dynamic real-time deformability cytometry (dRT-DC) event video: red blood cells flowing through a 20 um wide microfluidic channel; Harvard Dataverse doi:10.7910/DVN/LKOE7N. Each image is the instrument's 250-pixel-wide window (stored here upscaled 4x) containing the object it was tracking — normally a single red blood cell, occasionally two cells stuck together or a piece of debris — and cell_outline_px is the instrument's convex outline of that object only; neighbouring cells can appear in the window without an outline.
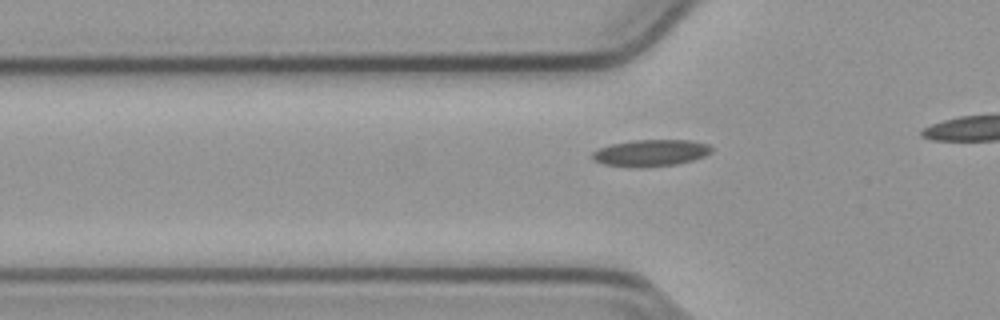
{"species": "common noctule bat (a hibernating species)", "species_latin": "Nyctalus noctula", "temperature_condition": "cold", "stored_images_in_passage": 17, "camera_frame_rate_fps": 3000, "um_per_image_px": 0.085, "animal": {"sex": "male", "body_mass_g": 23.1, "forearm_length_mm": 52.7}, "frame": {"image": 1, "passage_image": 8, "time_ms": 2.333, "image_size_px": [1000, 320], "cell_outline_px": [[712, 152], [704, 156], [692, 160], [676, 164], [604, 164], [596, 160], [592, 156], [592, 152], [608, 144], [632, 140], [692, 140], [708, 144], [712, 148]], "centroid_in_image_um": [55.38, 12.92], "position_along_channel_um": 70.4, "area_um2": 17.51}}
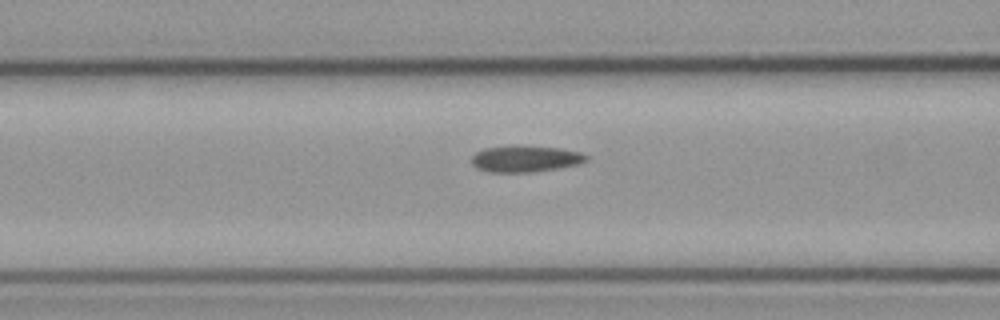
{"frame": {"image": 2, "passage_image": 12, "time_ms": 3.667, "image_size_px": [1000, 320], "cell_outline_px": [[588, 160], [580, 164], [556, 168], [528, 172], [488, 172], [476, 168], [472, 164], [472, 156], [476, 152], [484, 148], [512, 144], [516, 144], [560, 148], [580, 152], [588, 156]], "centroid_in_image_um": [44.63, 13.47], "position_along_channel_um": 122.0, "area_um2": 17.98}}
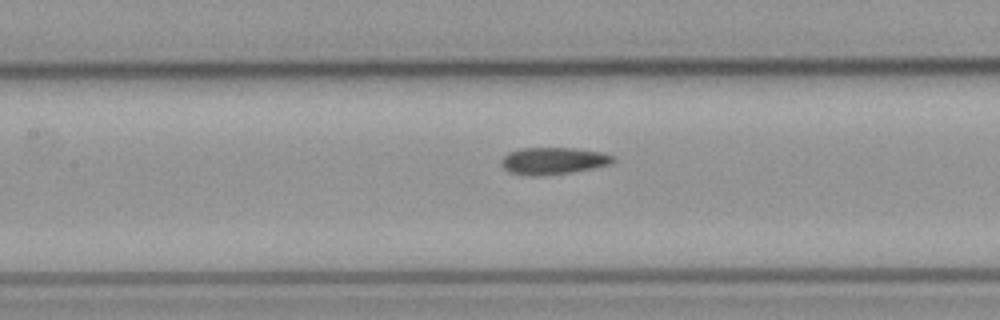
{"frame": {"image": 3, "passage_image": 15, "time_ms": 4.667, "image_size_px": [1000, 320], "cell_outline_px": [[616, 160], [608, 164], [592, 168], [572, 172], [536, 176], [528, 176], [508, 172], [500, 164], [500, 160], [508, 152], [520, 148], [576, 148], [600, 152], [612, 156]], "centroid_in_image_um": [46.96, 13.67], "position_along_channel_um": 160.4, "area_um2": 17.57}}